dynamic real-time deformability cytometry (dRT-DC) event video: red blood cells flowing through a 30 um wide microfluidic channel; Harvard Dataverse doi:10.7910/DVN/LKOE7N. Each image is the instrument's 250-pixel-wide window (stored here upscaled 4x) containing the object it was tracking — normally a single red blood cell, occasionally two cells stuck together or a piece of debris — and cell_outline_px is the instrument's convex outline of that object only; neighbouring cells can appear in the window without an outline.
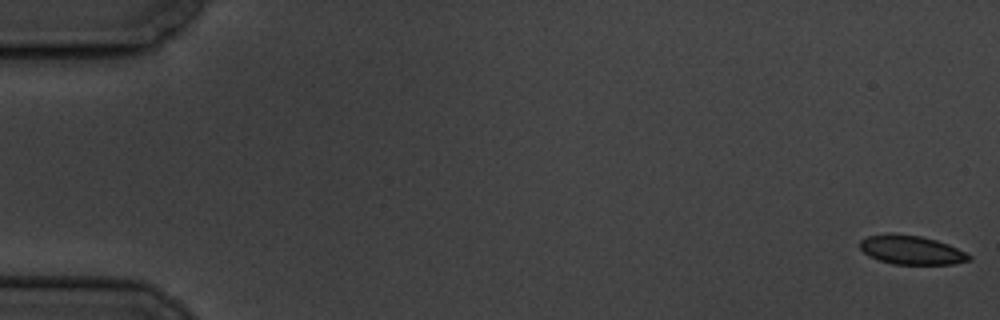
{"species": "common noctule bat (a hibernating species)", "species_latin": "Nyctalus noctula", "temperature_condition": "cold", "stored_images_in_passage": 53, "camera_frame_rate_fps": 3000, "um_per_image_px": 0.085, "animal": {"sex": "male", "body_mass_g": 19.5, "forearm_length_mm": 54.6}, "frame": {"image": 1, "passage_image": 1, "time_ms": 0.0, "image_size_px": [1000, 320], "cell_outline_px": [[972, 260], [952, 264], [892, 264], [868, 256], [860, 248], [860, 240], [868, 236], [888, 232], [896, 232], [920, 236], [936, 240], [948, 244], [972, 256]], "centroid_in_image_um": [77.44, 21.23], "position_along_channel_um": 7.6, "area_um2": 18.55}}
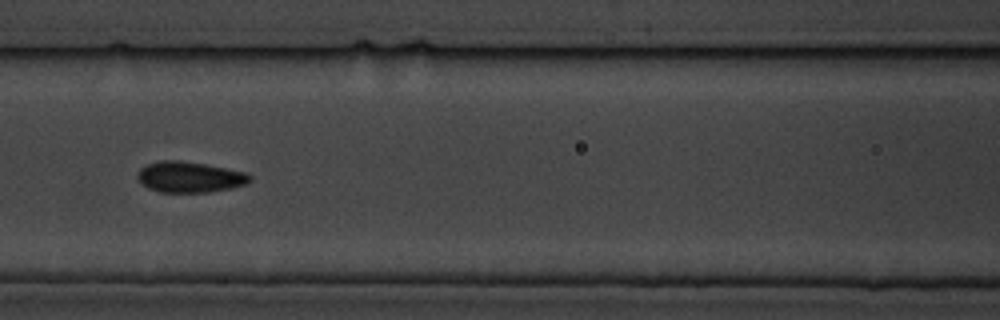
{"frame": {"image": 2, "passage_image": 26, "time_ms": 8.333, "image_size_px": [1000, 320], "cell_outline_px": [[252, 180], [248, 184], [232, 188], [208, 192], [160, 192], [148, 188], [140, 184], [136, 176], [140, 168], [148, 164], [160, 160], [180, 160], [204, 164], [248, 172], [252, 176]], "centroid_in_image_um": [16.14, 15.05], "position_along_channel_um": 150.5, "area_um2": 20.46}}
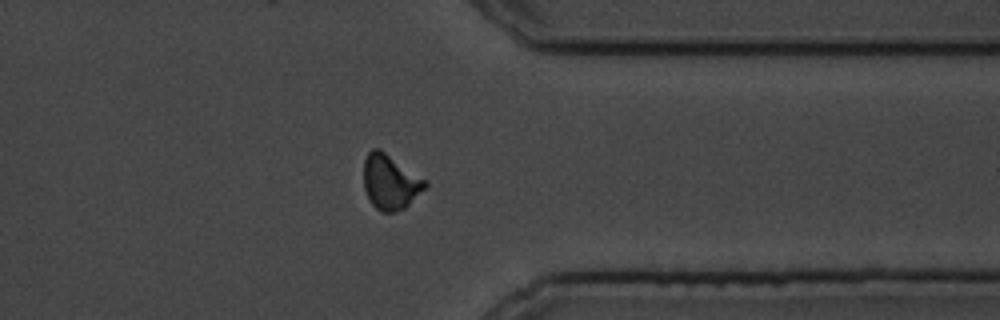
{"frame": {"image": 3, "passage_image": 46, "time_ms": 15.0, "image_size_px": [1000, 320], "cell_outline_px": [[428, 184], [404, 208], [392, 212], [384, 212], [376, 208], [372, 204], [364, 188], [364, 160], [368, 152], [372, 148], [380, 148], [428, 180]], "centroid_in_image_um": [33.17, 15.42], "position_along_channel_um": 378.2, "area_um2": 19.59}}